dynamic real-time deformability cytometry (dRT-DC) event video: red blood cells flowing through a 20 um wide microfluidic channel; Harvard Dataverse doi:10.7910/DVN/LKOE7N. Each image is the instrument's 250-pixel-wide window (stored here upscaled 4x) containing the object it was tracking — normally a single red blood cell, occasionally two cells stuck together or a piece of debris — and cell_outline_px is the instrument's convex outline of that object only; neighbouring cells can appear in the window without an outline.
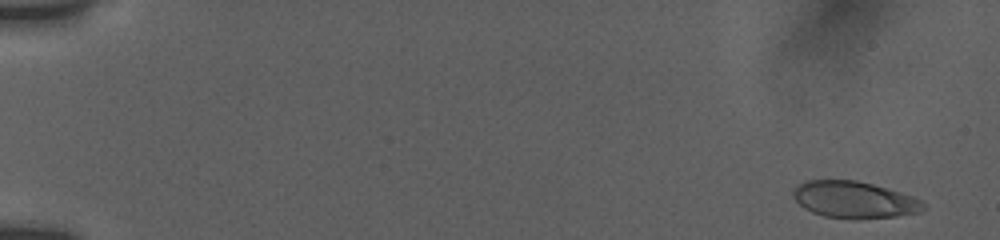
{"species": "human", "species_latin": "Homo sapiens", "temperature_condition": "room temperature", "stored_images_in_passage": 46, "camera_frame_rate_fps": 3000, "um_per_image_px": 0.085, "donor": {"sex": "female"}, "frame": {"image": 1, "passage_image": 4, "time_ms": 0.667, "image_size_px": [1000, 240], "cell_outline_px": [[928, 208], [920, 212], [896, 216], [856, 220], [824, 216], [812, 212], [804, 208], [792, 196], [792, 192], [796, 184], [804, 180], [856, 180], [872, 184], [900, 192], [912, 196], [920, 200]], "centroid_in_image_um": [72.59, 16.98], "position_along_channel_um": 12.4, "area_um2": 28.15}}
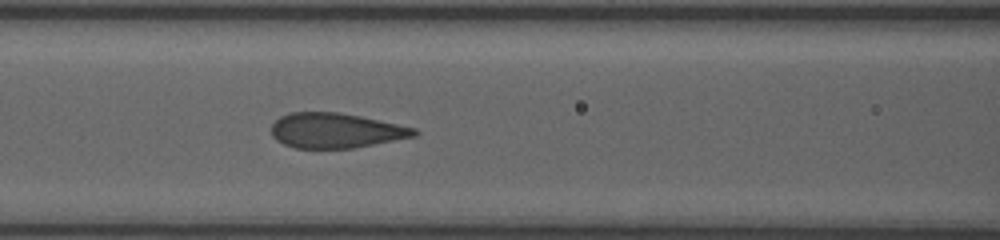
{"frame": {"image": 2, "passage_image": 28, "time_ms": 8.333, "image_size_px": [1000, 240], "cell_outline_px": [[420, 132], [416, 136], [352, 148], [296, 148], [284, 144], [276, 140], [272, 136], [272, 124], [280, 116], [288, 112], [336, 112], [360, 116], [416, 128]], "centroid_in_image_um": [28.52, 11.09], "position_along_channel_um": 138.1, "area_um2": 29.02}}
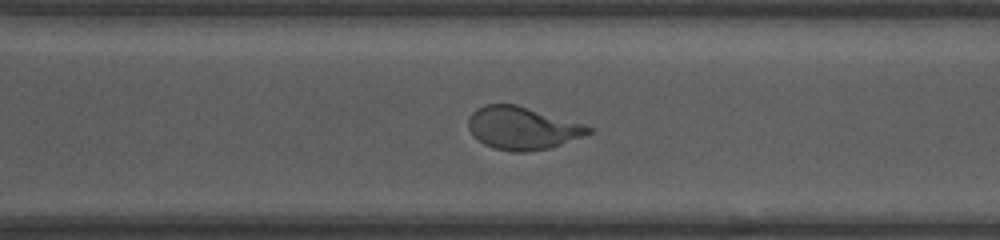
{"frame": {"image": 3, "passage_image": 43, "time_ms": 13.333, "image_size_px": [1000, 240], "cell_outline_px": [[592, 132], [560, 144], [548, 148], [524, 152], [512, 152], [496, 148], [484, 144], [472, 136], [468, 128], [468, 120], [472, 112], [476, 108], [484, 104], [516, 104], [584, 124], [592, 128]], "centroid_in_image_um": [44.34, 10.88], "position_along_channel_um": 326.3, "area_um2": 29.71}}